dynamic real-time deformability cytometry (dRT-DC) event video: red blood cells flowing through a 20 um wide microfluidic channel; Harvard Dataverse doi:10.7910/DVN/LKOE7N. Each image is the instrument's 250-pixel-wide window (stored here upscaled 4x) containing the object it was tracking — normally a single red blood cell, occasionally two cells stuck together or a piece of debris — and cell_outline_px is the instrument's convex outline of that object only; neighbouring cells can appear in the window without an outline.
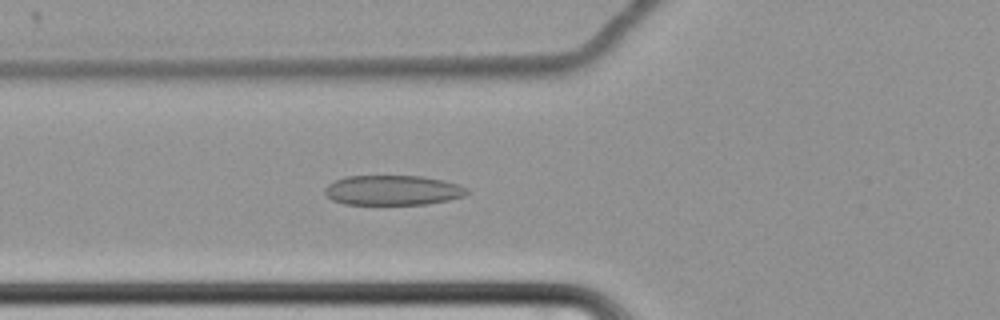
{"species": "common noctule bat (a hibernating species)", "species_latin": "Nyctalus noctula", "temperature_condition": "cold", "stored_images_in_passage": 65, "camera_frame_rate_fps": 3000, "um_per_image_px": 0.085, "animal": {"sex": "female", "body_mass_g": 22.7, "forearm_length_mm": 54.2}, "frame": {"image": 1, "passage_image": 28, "time_ms": 9.0, "image_size_px": [1000, 320], "cell_outline_px": [[468, 192], [464, 196], [448, 200], [424, 204], [344, 204], [332, 200], [324, 192], [324, 188], [328, 184], [336, 180], [348, 176], [424, 176], [460, 184], [468, 188]], "centroid_in_image_um": [33.4, 16.16], "position_along_channel_um": 92.4, "area_um2": 24.74}}
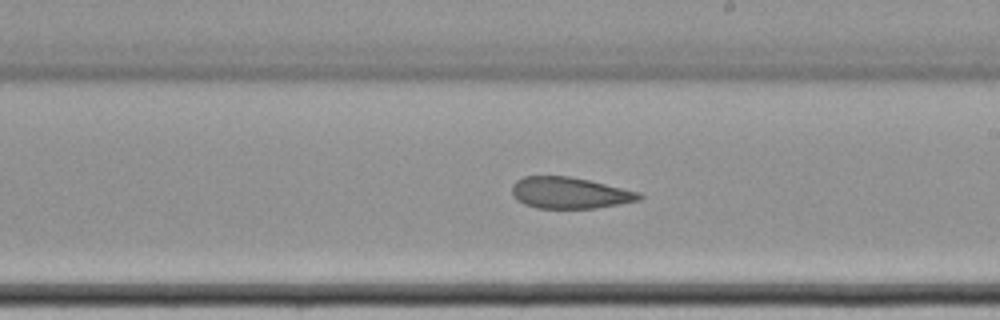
{"frame": {"image": 2, "passage_image": 41, "time_ms": 13.333, "image_size_px": [1000, 320], "cell_outline_px": [[644, 196], [640, 200], [620, 204], [596, 208], [536, 208], [524, 204], [516, 200], [512, 196], [512, 184], [516, 180], [524, 176], [568, 176], [588, 180], [640, 192]], "centroid_in_image_um": [48.4, 16.4], "position_along_channel_um": 240.6, "area_um2": 23.35}}
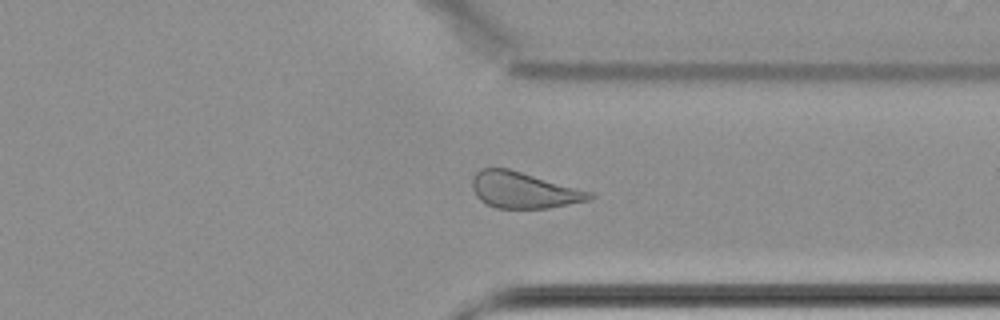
{"frame": {"image": 3, "passage_image": 52, "time_ms": 17.0, "image_size_px": [1000, 320], "cell_outline_px": [[596, 196], [588, 200], [548, 208], [496, 208], [480, 200], [476, 196], [472, 188], [472, 180], [476, 172], [480, 168], [508, 168], [592, 192]], "centroid_in_image_um": [44.49, 16.16], "position_along_channel_um": 366.9, "area_um2": 24.57}, "authors_computed_cell_mechanics": {"area_um2": 27.1082, "velocity_mm_per_s": 3.423, "shape_relaxation_time_tau1_ms": null, "shape_relaxation_time_tau2_ms": 3.4925, "deformation_change_tau1": null, "deformation_change_tau2": 0.1028}}